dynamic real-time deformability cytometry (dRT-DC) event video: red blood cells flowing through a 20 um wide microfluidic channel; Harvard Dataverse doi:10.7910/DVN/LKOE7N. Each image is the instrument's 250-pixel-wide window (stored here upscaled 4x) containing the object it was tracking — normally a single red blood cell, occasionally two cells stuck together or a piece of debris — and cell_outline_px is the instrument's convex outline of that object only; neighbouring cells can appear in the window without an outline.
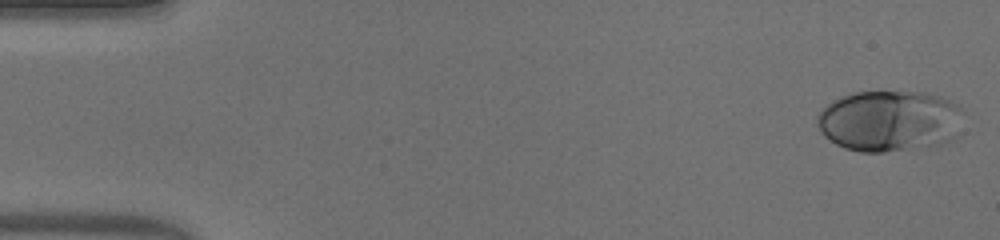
{"species": "human", "species_latin": "Homo sapiens", "temperature_condition": "warm", "stored_images_in_passage": 52, "camera_frame_rate_fps": 3000, "um_per_image_px": 0.085, "donor": {"sex": "male"}, "frame": {"image": 1, "passage_image": 1, "time_ms": 0.0, "image_size_px": [1000, 240], "cell_outline_px": [[960, 108], [956, 136], [952, 140], [940, 144], [884, 152], [860, 152], [844, 148], [836, 144], [824, 136], [820, 132], [816, 124], [816, 116], [828, 104], [852, 92], [924, 92], [940, 96], [960, 104]], "centroid_in_image_um": [75.56, 10.28], "position_along_channel_um": 9.4, "area_um2": 51.85}}
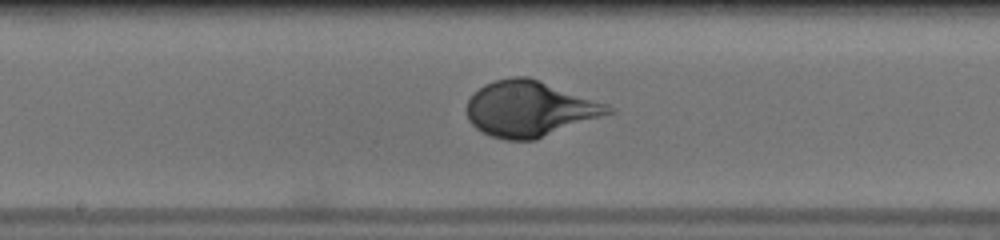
{"frame": {"image": 2, "passage_image": 27, "time_ms": 8.667, "image_size_px": [1000, 240], "cell_outline_px": [[616, 112], [536, 140], [504, 140], [492, 136], [476, 128], [468, 120], [468, 100], [484, 84], [496, 80], [512, 76], [528, 76], [540, 80], [608, 104], [616, 108]], "centroid_in_image_um": [45.08, 9.25], "position_along_channel_um": 203.1, "area_um2": 45.95}}
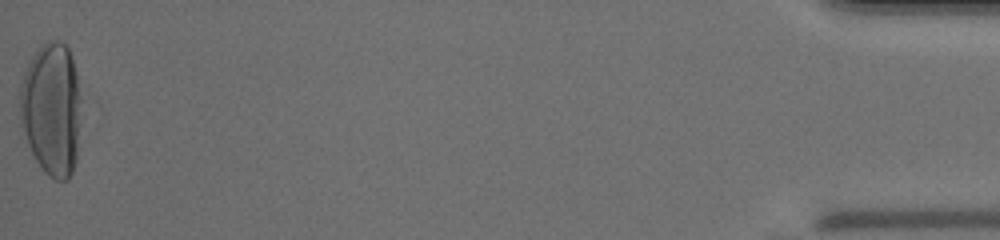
{"frame": {"image": 3, "passage_image": 52, "time_ms": 17.0, "image_size_px": [1000, 240], "cell_outline_px": [[84, 100], [76, 160], [72, 172], [68, 180], [56, 180], [48, 176], [44, 172], [20, 136], [20, 84], [24, 72], [32, 56], [40, 44], [48, 40], [60, 40], [68, 48], [72, 56]], "centroid_in_image_um": [4.4, 9.28], "position_along_channel_um": 430.8, "area_um2": 49.48}, "authors_computed_cell_mechanics": {"area_um2": 45.951, "velocity_mm_per_s": 3.8824, "shape_relaxation_time_tau1_ms": 3.9477, "shape_relaxation_time_tau2_ms": null, "deformation_change_tau1": 0.2218, "deformation_change_tau2": null}}